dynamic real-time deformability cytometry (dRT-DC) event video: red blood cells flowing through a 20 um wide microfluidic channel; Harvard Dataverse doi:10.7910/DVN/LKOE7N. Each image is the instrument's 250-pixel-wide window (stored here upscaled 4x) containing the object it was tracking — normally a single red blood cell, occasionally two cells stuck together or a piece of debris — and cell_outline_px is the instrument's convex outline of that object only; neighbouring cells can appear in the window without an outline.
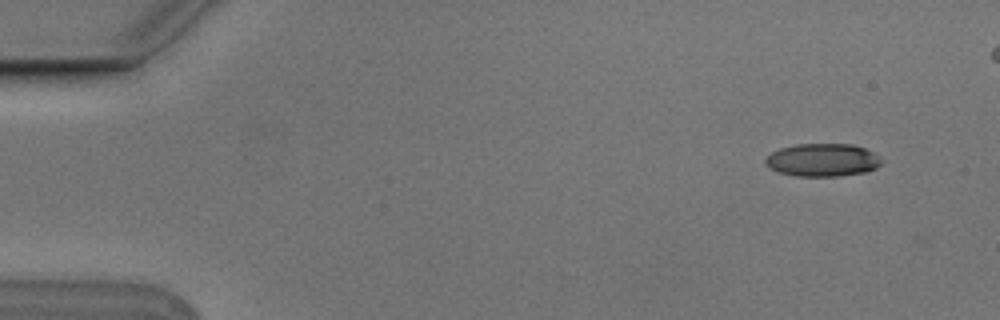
{"species": "Egyptian fruit bat (a non-hibernating species)", "species_latin": "Rousettus aegyptiacus", "temperature_condition": "cold", "stored_images_in_passage": 6, "camera_frame_rate_fps": 3000, "um_per_image_px": 0.085, "animal": {"sex": "male"}, "frame": {"image": 1, "passage_image": 2, "time_ms": 0.333, "image_size_px": [1000, 320], "cell_outline_px": [[880, 164], [876, 168], [868, 172], [840, 176], [796, 176], [780, 172], [768, 168], [764, 164], [764, 160], [772, 152], [780, 148], [796, 144], [852, 144], [864, 148], [872, 152], [880, 160]], "centroid_in_image_um": [69.88, 13.61], "position_along_channel_um": 15.1, "area_um2": 22.25}}